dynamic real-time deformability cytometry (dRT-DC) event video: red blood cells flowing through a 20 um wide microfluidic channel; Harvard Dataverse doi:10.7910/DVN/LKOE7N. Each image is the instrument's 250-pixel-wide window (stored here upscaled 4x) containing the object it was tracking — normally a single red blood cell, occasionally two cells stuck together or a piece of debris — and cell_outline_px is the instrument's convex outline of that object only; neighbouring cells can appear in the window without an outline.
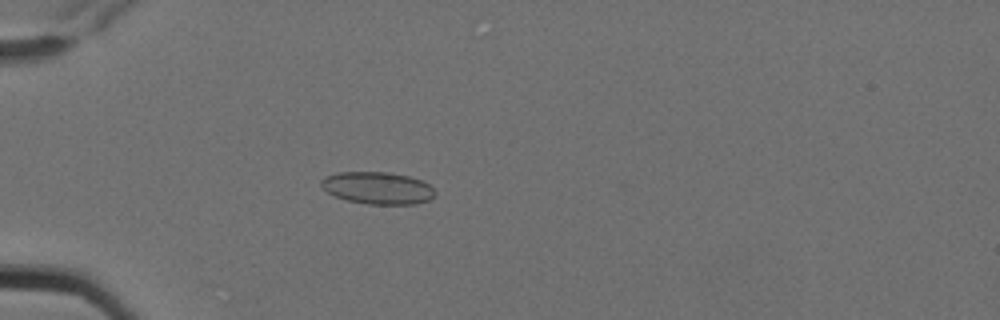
{"species": "Egyptian fruit bat (a non-hibernating species)", "species_latin": "Rousettus aegyptiacus", "temperature_condition": "cold", "stored_images_in_passage": 6, "camera_frame_rate_fps": 3000, "um_per_image_px": 0.085, "animal": {"sex": "female"}, "frame": {"image": 1, "passage_image": 6, "time_ms": 1.667, "image_size_px": [1000, 320], "cell_outline_px": [[436, 192], [428, 200], [416, 204], [368, 204], [348, 200], [336, 196], [328, 192], [320, 184], [320, 180], [324, 176], [336, 172], [392, 172], [408, 176], [420, 180], [428, 184]], "centroid_in_image_um": [32.07, 15.96], "position_along_channel_um": 52.9, "area_um2": 21.27}}